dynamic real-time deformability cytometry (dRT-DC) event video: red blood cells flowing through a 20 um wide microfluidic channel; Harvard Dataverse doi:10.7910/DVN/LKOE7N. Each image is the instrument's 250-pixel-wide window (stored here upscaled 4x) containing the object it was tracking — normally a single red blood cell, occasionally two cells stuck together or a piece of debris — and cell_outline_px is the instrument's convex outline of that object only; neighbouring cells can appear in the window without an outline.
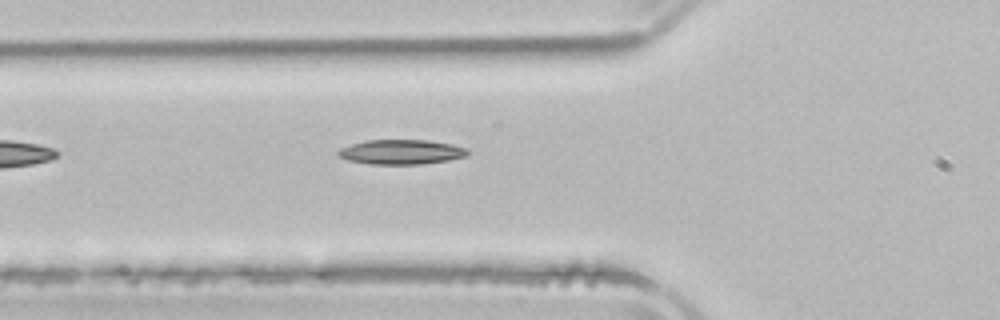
{"species": "common noctule bat (a hibernating species)", "species_latin": "Nyctalus noctula", "temperature_condition": "room temperature", "stored_images_in_passage": 3, "camera_frame_rate_fps": 3000, "um_per_image_px": 0.085, "animal": {"sex": "male", "body_mass_g": 21.5, "forearm_length_mm": 52.0}, "frame": {"image": 1, "passage_image": 3, "time_ms": 3.0, "image_size_px": [1000, 320], "cell_outline_px": [[468, 156], [448, 160], [420, 164], [372, 164], [348, 160], [340, 156], [336, 152], [340, 148], [364, 140], [428, 140], [452, 144], [468, 148]], "centroid_in_image_um": [34.13, 12.91], "position_along_channel_um": 91.7, "area_um2": 18.61}}